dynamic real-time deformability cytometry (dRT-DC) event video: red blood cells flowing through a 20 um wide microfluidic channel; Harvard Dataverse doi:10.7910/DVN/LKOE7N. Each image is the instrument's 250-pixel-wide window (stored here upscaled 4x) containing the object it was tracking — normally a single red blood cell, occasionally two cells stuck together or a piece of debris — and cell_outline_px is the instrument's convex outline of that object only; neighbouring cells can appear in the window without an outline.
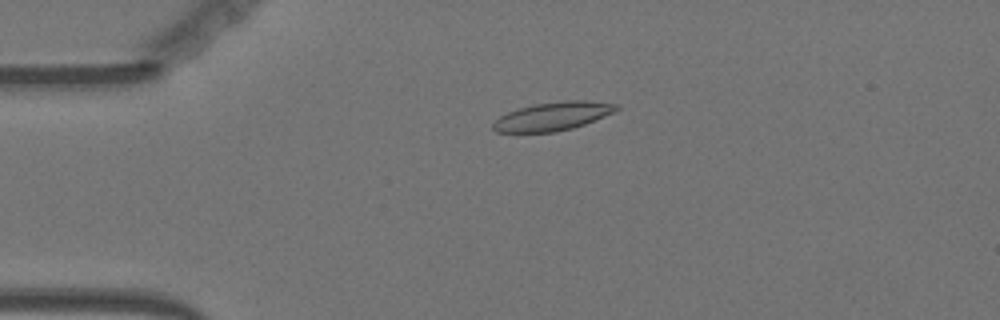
{"species": "Egyptian fruit bat (a non-hibernating species)", "species_latin": "Rousettus aegyptiacus", "temperature_condition": "warm", "stored_images_in_passage": 49, "camera_frame_rate_fps": 3000, "um_per_image_px": 0.085, "animal": {"sex": "female"}, "frame": {"image": 1, "passage_image": 5, "time_ms": 1.333, "image_size_px": [1000, 320], "cell_outline_px": [[620, 108], [616, 112], [584, 124], [572, 128], [556, 132], [496, 132], [492, 128], [492, 124], [500, 116], [516, 108], [536, 104], [564, 100], [584, 100], [620, 104]], "centroid_in_image_um": [47.02, 9.87], "position_along_channel_um": 38.0, "area_um2": 20.58}}
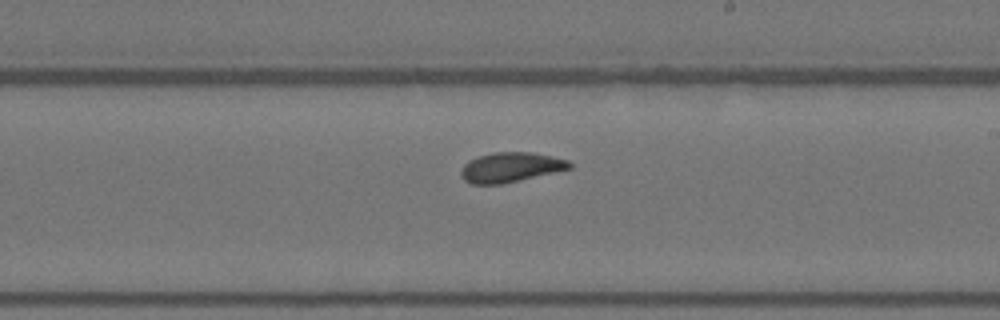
{"frame": {"image": 2, "passage_image": 25, "time_ms": 8.0, "image_size_px": [1000, 320], "cell_outline_px": [[572, 168], [500, 184], [472, 184], [464, 180], [460, 176], [460, 172], [464, 164], [468, 160], [492, 152], [532, 152], [552, 156], [568, 160], [572, 164]], "centroid_in_image_um": [43.38, 14.21], "position_along_channel_um": 245.6, "area_um2": 18.73}}
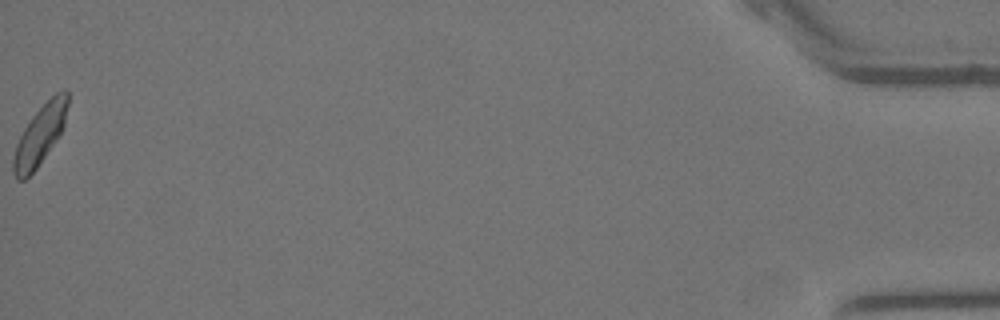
{"frame": {"image": 3, "passage_image": 49, "time_ms": 16.0, "image_size_px": [1000, 320], "cell_outline_px": [[68, 104], [64, 128], [56, 140], [36, 168], [24, 180], [16, 180], [12, 172], [12, 156], [16, 144], [24, 128], [32, 116], [56, 92], [64, 88], [68, 92]], "centroid_in_image_um": [3.38, 11.48], "position_along_channel_um": 431.8, "area_um2": 18.84}, "authors_computed_cell_mechanics": {"area_um2": 18.9006, "velocity_mm_per_s": 3.5901, "shape_relaxation_time_tau1_ms": 3.963, "shape_relaxation_time_tau2_ms": 1.5248, "deformation_change_tau1": 0.142, "deformation_change_tau2": 0.0722}}